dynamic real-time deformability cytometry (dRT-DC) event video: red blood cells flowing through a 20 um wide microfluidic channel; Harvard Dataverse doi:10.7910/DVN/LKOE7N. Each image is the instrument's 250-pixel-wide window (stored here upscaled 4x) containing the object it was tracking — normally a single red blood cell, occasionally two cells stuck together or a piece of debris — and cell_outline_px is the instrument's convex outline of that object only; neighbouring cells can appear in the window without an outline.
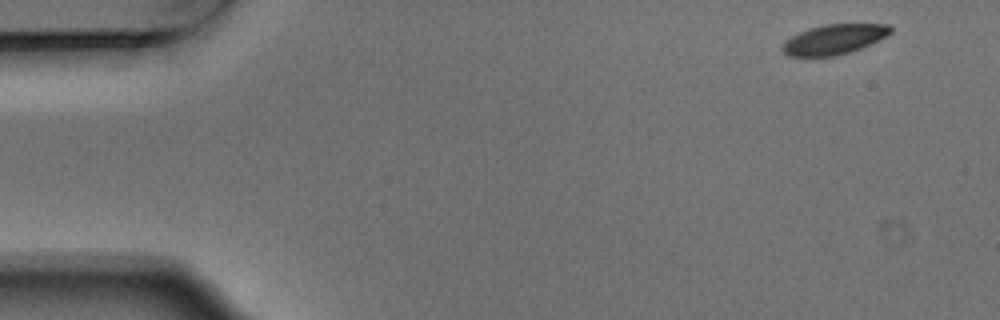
{"species": "Egyptian fruit bat (a non-hibernating species)", "species_latin": "Rousettus aegyptiacus", "temperature_condition": "warm", "stored_images_in_passage": 7, "camera_frame_rate_fps": 3000, "um_per_image_px": 0.085, "animal": {"sex": "male"}, "frame": {"image": 1, "passage_image": 1, "time_ms": 0.0, "image_size_px": [1000, 320], "cell_outline_px": [[892, 32], [888, 36], [880, 40], [852, 52], [832, 56], [788, 56], [780, 48], [784, 40], [808, 28], [824, 24], [888, 24], [892, 28]], "centroid_in_image_um": [70.91, 3.34], "position_along_channel_um": 14.1, "area_um2": 19.07}}
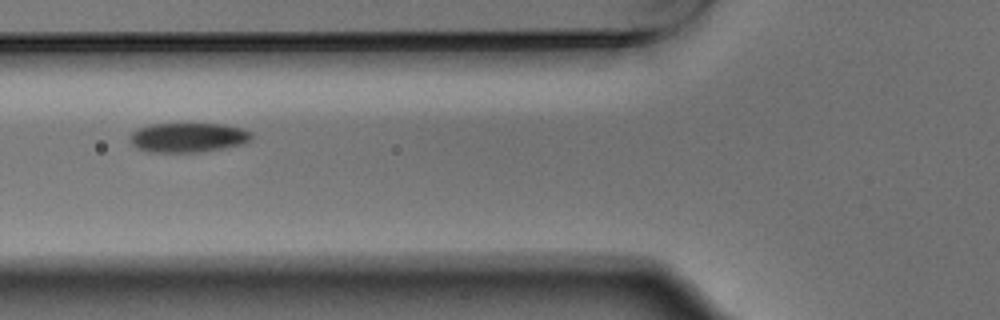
{"frame": {"image": 2, "passage_image": 5, "time_ms": 1.333, "image_size_px": [1000, 320], "cell_outline_px": [[252, 140], [244, 144], [200, 152], [148, 152], [136, 148], [132, 144], [128, 136], [132, 132], [140, 128], [152, 124], [224, 124], [244, 128], [252, 132]], "centroid_in_image_um": [16.01, 11.69], "position_along_channel_um": 109.8, "area_um2": 21.1}}
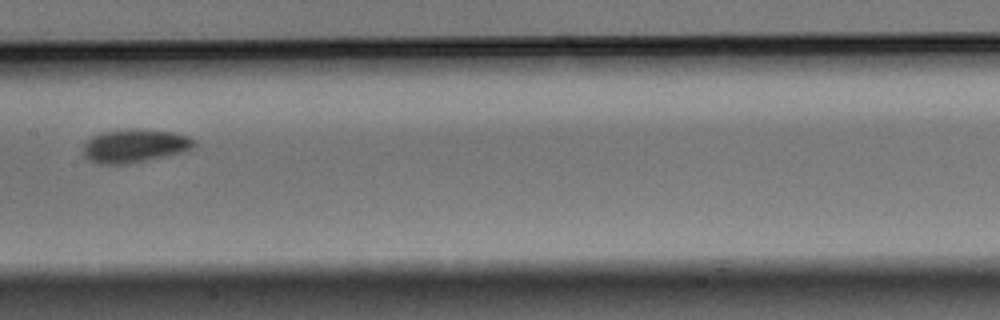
{"frame": {"image": 3, "passage_image": 7, "time_ms": 2.0, "image_size_px": [1000, 320], "cell_outline_px": [[196, 144], [192, 148], [144, 160], [124, 164], [100, 164], [88, 160], [84, 156], [84, 144], [92, 136], [100, 132], [128, 128], [144, 128], [176, 132], [188, 136], [196, 140]], "centroid_in_image_um": [11.41, 12.35], "position_along_channel_um": 196.0, "area_um2": 21.5}}